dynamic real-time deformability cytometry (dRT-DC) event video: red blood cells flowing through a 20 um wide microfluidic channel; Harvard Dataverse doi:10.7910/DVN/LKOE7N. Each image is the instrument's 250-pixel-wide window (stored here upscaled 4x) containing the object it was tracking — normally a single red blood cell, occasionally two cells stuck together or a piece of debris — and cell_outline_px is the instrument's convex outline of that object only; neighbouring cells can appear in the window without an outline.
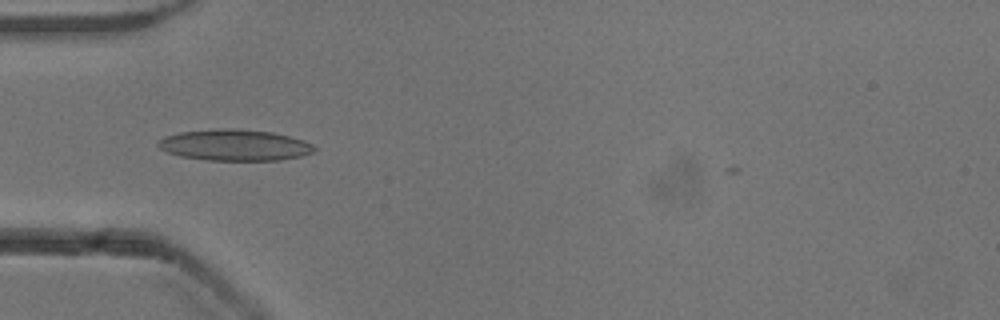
{"species": "common noctule bat (a hibernating species)", "species_latin": "Nyctalus noctula", "temperature_condition": "cold", "stored_images_in_passage": 40, "camera_frame_rate_fps": 3000, "um_per_image_px": 0.085, "animal": {"sex": "male", "body_mass_g": 13.3}, "frame": {"image": 1, "passage_image": 4, "time_ms": 1.0, "image_size_px": [1000, 320], "cell_outline_px": [[316, 148], [312, 152], [300, 156], [280, 160], [208, 160], [180, 156], [168, 152], [160, 148], [156, 144], [164, 136], [180, 132], [220, 128], [232, 128], [272, 132], [304, 140], [312, 144]], "centroid_in_image_um": [19.93, 12.33], "position_along_channel_um": 65.1, "area_um2": 28.26}}
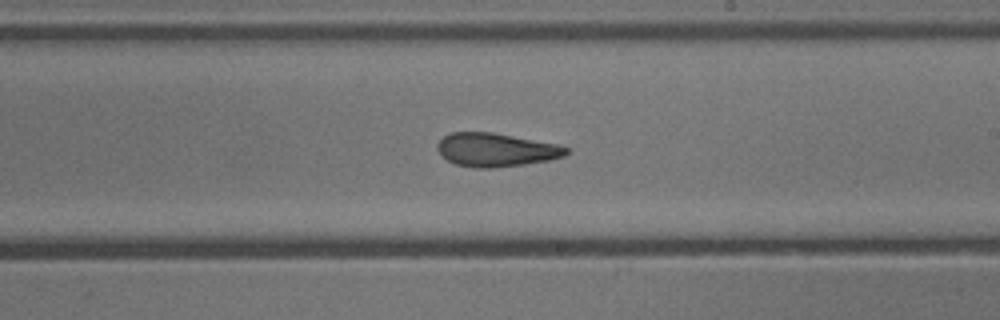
{"frame": {"image": 2, "passage_image": 18, "time_ms": 5.667, "image_size_px": [1000, 320], "cell_outline_px": [[568, 152], [564, 156], [548, 160], [524, 164], [492, 168], [476, 168], [456, 164], [448, 160], [436, 148], [436, 144], [444, 136], [452, 132], [492, 132], [560, 144], [568, 148]], "centroid_in_image_um": [42.17, 12.73], "position_along_channel_um": 246.8, "area_um2": 25.09}}
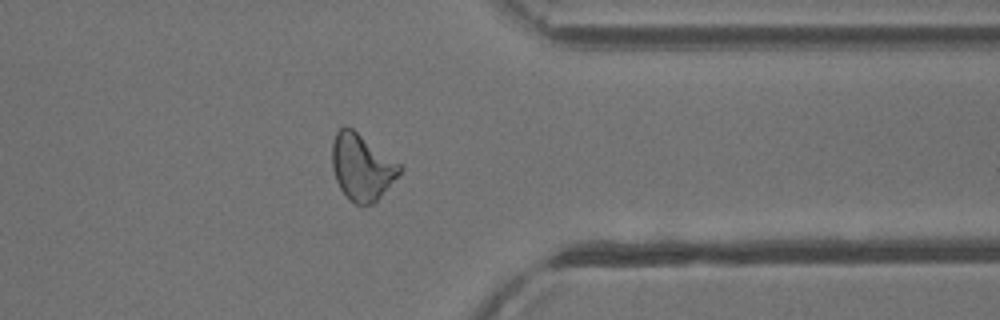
{"frame": {"image": 3, "passage_image": 29, "time_ms": 9.333, "image_size_px": [1000, 320], "cell_outline_px": [[404, 168], [380, 196], [372, 204], [356, 204], [340, 188], [336, 180], [332, 168], [332, 144], [336, 132], [344, 124], [352, 128], [400, 164]], "centroid_in_image_um": [30.73, 14.16], "position_along_channel_um": 380.7, "area_um2": 25.61}}